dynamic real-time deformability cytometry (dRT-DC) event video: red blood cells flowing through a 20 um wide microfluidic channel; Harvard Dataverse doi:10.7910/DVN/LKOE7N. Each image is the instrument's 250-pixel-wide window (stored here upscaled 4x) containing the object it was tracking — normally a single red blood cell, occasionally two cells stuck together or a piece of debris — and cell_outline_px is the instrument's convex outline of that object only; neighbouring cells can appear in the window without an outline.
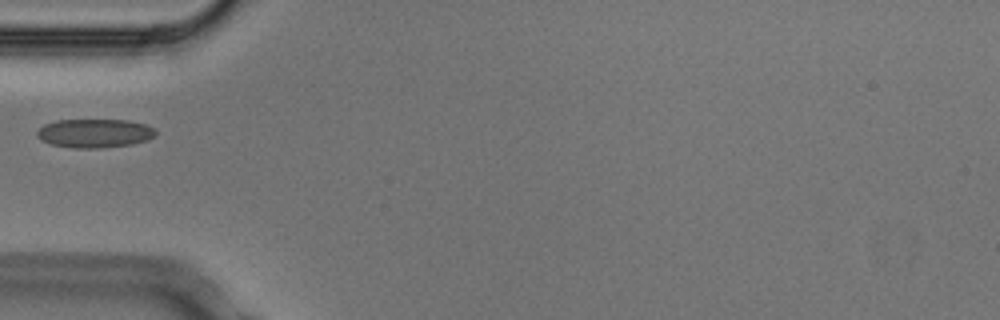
{"species": "Egyptian fruit bat (a non-hibernating species)", "species_latin": "Rousettus aegyptiacus", "temperature_condition": "cold", "stored_images_in_passage": 6, "camera_frame_rate_fps": 3000, "um_per_image_px": 0.085, "animal": {"sex": "male"}, "frame": {"image": 1, "passage_image": 5, "time_ms": 1.333, "image_size_px": [1000, 320], "cell_outline_px": [[156, 136], [148, 140], [132, 144], [100, 148], [76, 148], [52, 144], [40, 140], [36, 136], [36, 132], [44, 124], [56, 120], [128, 120], [148, 124], [156, 128]], "centroid_in_image_um": [8.08, 11.32], "position_along_channel_um": 76.9, "area_um2": 20.11}}
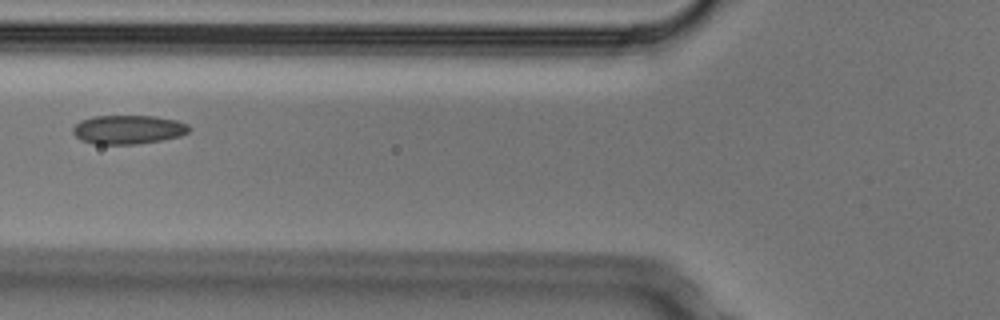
{"frame": {"image": 2, "passage_image": 6, "time_ms": 1.667, "image_size_px": [1000, 320], "cell_outline_px": [[192, 128], [188, 132], [180, 136], [164, 140], [136, 144], [92, 144], [80, 140], [72, 132], [72, 128], [80, 120], [92, 116], [156, 116], [176, 120], [188, 124]], "centroid_in_image_um": [10.89, 11.01], "position_along_channel_um": 114.9, "area_um2": 19.83}}